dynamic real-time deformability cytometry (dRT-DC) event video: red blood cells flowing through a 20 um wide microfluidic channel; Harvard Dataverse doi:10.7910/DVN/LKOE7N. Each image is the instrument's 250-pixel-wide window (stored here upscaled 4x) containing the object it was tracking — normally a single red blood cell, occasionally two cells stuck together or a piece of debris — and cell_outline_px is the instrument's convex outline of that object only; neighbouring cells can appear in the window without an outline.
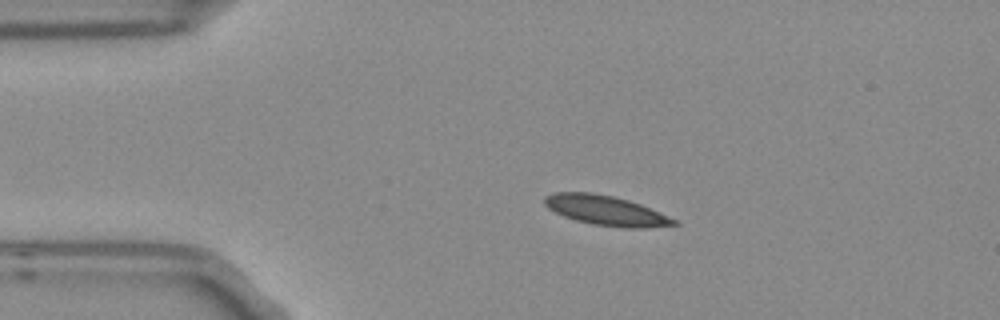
{"species": "Egyptian fruit bat (a non-hibernating species)", "species_latin": "Rousettus aegyptiacus", "temperature_condition": "room temperature", "stored_images_in_passage": 3, "camera_frame_rate_fps": 3000, "um_per_image_px": 0.085, "frame": {"image": 1, "passage_image": 2, "time_ms": 0.333, "image_size_px": [1000, 320], "cell_outline_px": [[680, 224], [648, 228], [628, 228], [592, 224], [576, 220], [564, 216], [548, 208], [544, 204], [544, 196], [556, 192], [592, 192], [612, 196], [628, 200], [640, 204], [668, 216], [676, 220]], "centroid_in_image_um": [51.5, 17.89], "position_along_channel_um": 33.5, "area_um2": 22.31}}